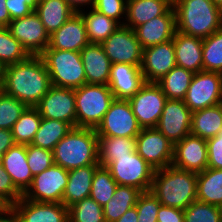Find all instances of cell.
I'll use <instances>...</instances> for the list:
<instances>
[{
    "mask_svg": "<svg viewBox=\"0 0 222 222\" xmlns=\"http://www.w3.org/2000/svg\"><path fill=\"white\" fill-rule=\"evenodd\" d=\"M51 86L50 76L41 56H29L24 61L5 66L2 90L27 107H35Z\"/></svg>",
    "mask_w": 222,
    "mask_h": 222,
    "instance_id": "obj_1",
    "label": "cell"
},
{
    "mask_svg": "<svg viewBox=\"0 0 222 222\" xmlns=\"http://www.w3.org/2000/svg\"><path fill=\"white\" fill-rule=\"evenodd\" d=\"M150 191L161 205L185 210L197 200V173L173 165L157 169Z\"/></svg>",
    "mask_w": 222,
    "mask_h": 222,
    "instance_id": "obj_2",
    "label": "cell"
},
{
    "mask_svg": "<svg viewBox=\"0 0 222 222\" xmlns=\"http://www.w3.org/2000/svg\"><path fill=\"white\" fill-rule=\"evenodd\" d=\"M176 30L207 38L222 27V9L212 0H175Z\"/></svg>",
    "mask_w": 222,
    "mask_h": 222,
    "instance_id": "obj_3",
    "label": "cell"
},
{
    "mask_svg": "<svg viewBox=\"0 0 222 222\" xmlns=\"http://www.w3.org/2000/svg\"><path fill=\"white\" fill-rule=\"evenodd\" d=\"M54 163L67 171L99 164L98 136L93 128L74 127L53 150Z\"/></svg>",
    "mask_w": 222,
    "mask_h": 222,
    "instance_id": "obj_4",
    "label": "cell"
},
{
    "mask_svg": "<svg viewBox=\"0 0 222 222\" xmlns=\"http://www.w3.org/2000/svg\"><path fill=\"white\" fill-rule=\"evenodd\" d=\"M40 56L46 65L52 86L76 89L86 84L80 52L45 49Z\"/></svg>",
    "mask_w": 222,
    "mask_h": 222,
    "instance_id": "obj_5",
    "label": "cell"
},
{
    "mask_svg": "<svg viewBox=\"0 0 222 222\" xmlns=\"http://www.w3.org/2000/svg\"><path fill=\"white\" fill-rule=\"evenodd\" d=\"M76 127L96 129L115 99L108 85L84 84L74 89Z\"/></svg>",
    "mask_w": 222,
    "mask_h": 222,
    "instance_id": "obj_6",
    "label": "cell"
},
{
    "mask_svg": "<svg viewBox=\"0 0 222 222\" xmlns=\"http://www.w3.org/2000/svg\"><path fill=\"white\" fill-rule=\"evenodd\" d=\"M106 168L118 185L132 186L141 192L151 189L155 170L136 151L117 157Z\"/></svg>",
    "mask_w": 222,
    "mask_h": 222,
    "instance_id": "obj_7",
    "label": "cell"
},
{
    "mask_svg": "<svg viewBox=\"0 0 222 222\" xmlns=\"http://www.w3.org/2000/svg\"><path fill=\"white\" fill-rule=\"evenodd\" d=\"M141 129L129 100L114 99L95 130L98 137L136 138Z\"/></svg>",
    "mask_w": 222,
    "mask_h": 222,
    "instance_id": "obj_8",
    "label": "cell"
},
{
    "mask_svg": "<svg viewBox=\"0 0 222 222\" xmlns=\"http://www.w3.org/2000/svg\"><path fill=\"white\" fill-rule=\"evenodd\" d=\"M167 100L163 90L155 82H145L129 99L132 112L142 129L156 128Z\"/></svg>",
    "mask_w": 222,
    "mask_h": 222,
    "instance_id": "obj_9",
    "label": "cell"
},
{
    "mask_svg": "<svg viewBox=\"0 0 222 222\" xmlns=\"http://www.w3.org/2000/svg\"><path fill=\"white\" fill-rule=\"evenodd\" d=\"M183 101L192 112L222 103V74L194 73Z\"/></svg>",
    "mask_w": 222,
    "mask_h": 222,
    "instance_id": "obj_10",
    "label": "cell"
},
{
    "mask_svg": "<svg viewBox=\"0 0 222 222\" xmlns=\"http://www.w3.org/2000/svg\"><path fill=\"white\" fill-rule=\"evenodd\" d=\"M68 172L54 163L33 177L32 184L23 194V198L37 202L62 203L68 183Z\"/></svg>",
    "mask_w": 222,
    "mask_h": 222,
    "instance_id": "obj_11",
    "label": "cell"
},
{
    "mask_svg": "<svg viewBox=\"0 0 222 222\" xmlns=\"http://www.w3.org/2000/svg\"><path fill=\"white\" fill-rule=\"evenodd\" d=\"M136 152L157 170L172 165L174 145L156 128H145L136 137Z\"/></svg>",
    "mask_w": 222,
    "mask_h": 222,
    "instance_id": "obj_12",
    "label": "cell"
},
{
    "mask_svg": "<svg viewBox=\"0 0 222 222\" xmlns=\"http://www.w3.org/2000/svg\"><path fill=\"white\" fill-rule=\"evenodd\" d=\"M111 63L141 66L143 48L133 29L120 26L102 43Z\"/></svg>",
    "mask_w": 222,
    "mask_h": 222,
    "instance_id": "obj_13",
    "label": "cell"
},
{
    "mask_svg": "<svg viewBox=\"0 0 222 222\" xmlns=\"http://www.w3.org/2000/svg\"><path fill=\"white\" fill-rule=\"evenodd\" d=\"M7 28L30 56H40L49 45V34L35 11L11 20Z\"/></svg>",
    "mask_w": 222,
    "mask_h": 222,
    "instance_id": "obj_14",
    "label": "cell"
},
{
    "mask_svg": "<svg viewBox=\"0 0 222 222\" xmlns=\"http://www.w3.org/2000/svg\"><path fill=\"white\" fill-rule=\"evenodd\" d=\"M35 108L42 118L64 121L76 127L74 89L51 86Z\"/></svg>",
    "mask_w": 222,
    "mask_h": 222,
    "instance_id": "obj_15",
    "label": "cell"
},
{
    "mask_svg": "<svg viewBox=\"0 0 222 222\" xmlns=\"http://www.w3.org/2000/svg\"><path fill=\"white\" fill-rule=\"evenodd\" d=\"M192 111L183 100L168 99L156 129L173 145L190 134Z\"/></svg>",
    "mask_w": 222,
    "mask_h": 222,
    "instance_id": "obj_16",
    "label": "cell"
},
{
    "mask_svg": "<svg viewBox=\"0 0 222 222\" xmlns=\"http://www.w3.org/2000/svg\"><path fill=\"white\" fill-rule=\"evenodd\" d=\"M172 165L186 171L203 172L208 165L207 141L188 134L174 145Z\"/></svg>",
    "mask_w": 222,
    "mask_h": 222,
    "instance_id": "obj_17",
    "label": "cell"
},
{
    "mask_svg": "<svg viewBox=\"0 0 222 222\" xmlns=\"http://www.w3.org/2000/svg\"><path fill=\"white\" fill-rule=\"evenodd\" d=\"M175 66L176 57L173 39L143 49L140 68L145 82H158Z\"/></svg>",
    "mask_w": 222,
    "mask_h": 222,
    "instance_id": "obj_18",
    "label": "cell"
},
{
    "mask_svg": "<svg viewBox=\"0 0 222 222\" xmlns=\"http://www.w3.org/2000/svg\"><path fill=\"white\" fill-rule=\"evenodd\" d=\"M143 49L173 39L176 32V14L173 5L163 14L134 29Z\"/></svg>",
    "mask_w": 222,
    "mask_h": 222,
    "instance_id": "obj_19",
    "label": "cell"
},
{
    "mask_svg": "<svg viewBox=\"0 0 222 222\" xmlns=\"http://www.w3.org/2000/svg\"><path fill=\"white\" fill-rule=\"evenodd\" d=\"M89 43L84 19L80 13H75L57 31L49 35L46 49L80 52Z\"/></svg>",
    "mask_w": 222,
    "mask_h": 222,
    "instance_id": "obj_20",
    "label": "cell"
},
{
    "mask_svg": "<svg viewBox=\"0 0 222 222\" xmlns=\"http://www.w3.org/2000/svg\"><path fill=\"white\" fill-rule=\"evenodd\" d=\"M12 207L20 222H69L68 208L63 203L30 201L22 197Z\"/></svg>",
    "mask_w": 222,
    "mask_h": 222,
    "instance_id": "obj_21",
    "label": "cell"
},
{
    "mask_svg": "<svg viewBox=\"0 0 222 222\" xmlns=\"http://www.w3.org/2000/svg\"><path fill=\"white\" fill-rule=\"evenodd\" d=\"M145 83L140 66L112 63L108 86L115 99L129 100Z\"/></svg>",
    "mask_w": 222,
    "mask_h": 222,
    "instance_id": "obj_22",
    "label": "cell"
},
{
    "mask_svg": "<svg viewBox=\"0 0 222 222\" xmlns=\"http://www.w3.org/2000/svg\"><path fill=\"white\" fill-rule=\"evenodd\" d=\"M80 54L85 70L86 84L108 85L112 63L102 44L89 43L80 51Z\"/></svg>",
    "mask_w": 222,
    "mask_h": 222,
    "instance_id": "obj_23",
    "label": "cell"
},
{
    "mask_svg": "<svg viewBox=\"0 0 222 222\" xmlns=\"http://www.w3.org/2000/svg\"><path fill=\"white\" fill-rule=\"evenodd\" d=\"M1 165L11 177L15 187L24 194L31 186L34 177L28 166L26 145L14 144L3 154Z\"/></svg>",
    "mask_w": 222,
    "mask_h": 222,
    "instance_id": "obj_24",
    "label": "cell"
},
{
    "mask_svg": "<svg viewBox=\"0 0 222 222\" xmlns=\"http://www.w3.org/2000/svg\"><path fill=\"white\" fill-rule=\"evenodd\" d=\"M173 43L176 66L190 70L193 73L203 71L202 38L187 35L176 30Z\"/></svg>",
    "mask_w": 222,
    "mask_h": 222,
    "instance_id": "obj_25",
    "label": "cell"
},
{
    "mask_svg": "<svg viewBox=\"0 0 222 222\" xmlns=\"http://www.w3.org/2000/svg\"><path fill=\"white\" fill-rule=\"evenodd\" d=\"M172 5L169 0H127L123 26L134 30L137 26L163 15Z\"/></svg>",
    "mask_w": 222,
    "mask_h": 222,
    "instance_id": "obj_26",
    "label": "cell"
},
{
    "mask_svg": "<svg viewBox=\"0 0 222 222\" xmlns=\"http://www.w3.org/2000/svg\"><path fill=\"white\" fill-rule=\"evenodd\" d=\"M99 166L100 164L88 165L68 172V183L62 197V203L67 208L90 196L92 179Z\"/></svg>",
    "mask_w": 222,
    "mask_h": 222,
    "instance_id": "obj_27",
    "label": "cell"
},
{
    "mask_svg": "<svg viewBox=\"0 0 222 222\" xmlns=\"http://www.w3.org/2000/svg\"><path fill=\"white\" fill-rule=\"evenodd\" d=\"M35 12L49 35L57 31L76 13L66 0H39Z\"/></svg>",
    "mask_w": 222,
    "mask_h": 222,
    "instance_id": "obj_28",
    "label": "cell"
},
{
    "mask_svg": "<svg viewBox=\"0 0 222 222\" xmlns=\"http://www.w3.org/2000/svg\"><path fill=\"white\" fill-rule=\"evenodd\" d=\"M222 129V103L192 112L190 133L202 139L218 135Z\"/></svg>",
    "mask_w": 222,
    "mask_h": 222,
    "instance_id": "obj_29",
    "label": "cell"
},
{
    "mask_svg": "<svg viewBox=\"0 0 222 222\" xmlns=\"http://www.w3.org/2000/svg\"><path fill=\"white\" fill-rule=\"evenodd\" d=\"M79 13L84 19L90 43L102 44L109 35L121 26L117 21L108 18L93 8L86 9V11L82 10Z\"/></svg>",
    "mask_w": 222,
    "mask_h": 222,
    "instance_id": "obj_30",
    "label": "cell"
},
{
    "mask_svg": "<svg viewBox=\"0 0 222 222\" xmlns=\"http://www.w3.org/2000/svg\"><path fill=\"white\" fill-rule=\"evenodd\" d=\"M141 191L132 186L118 185L113 197L103 206L105 222H116L136 205Z\"/></svg>",
    "mask_w": 222,
    "mask_h": 222,
    "instance_id": "obj_31",
    "label": "cell"
},
{
    "mask_svg": "<svg viewBox=\"0 0 222 222\" xmlns=\"http://www.w3.org/2000/svg\"><path fill=\"white\" fill-rule=\"evenodd\" d=\"M197 200L217 206L222 204V169L206 168L197 173Z\"/></svg>",
    "mask_w": 222,
    "mask_h": 222,
    "instance_id": "obj_32",
    "label": "cell"
},
{
    "mask_svg": "<svg viewBox=\"0 0 222 222\" xmlns=\"http://www.w3.org/2000/svg\"><path fill=\"white\" fill-rule=\"evenodd\" d=\"M133 151H136V138L98 137L100 166L106 167L117 157L129 156Z\"/></svg>",
    "mask_w": 222,
    "mask_h": 222,
    "instance_id": "obj_33",
    "label": "cell"
},
{
    "mask_svg": "<svg viewBox=\"0 0 222 222\" xmlns=\"http://www.w3.org/2000/svg\"><path fill=\"white\" fill-rule=\"evenodd\" d=\"M193 75L192 71L175 66L156 83L167 99L184 100Z\"/></svg>",
    "mask_w": 222,
    "mask_h": 222,
    "instance_id": "obj_34",
    "label": "cell"
},
{
    "mask_svg": "<svg viewBox=\"0 0 222 222\" xmlns=\"http://www.w3.org/2000/svg\"><path fill=\"white\" fill-rule=\"evenodd\" d=\"M72 126L64 121L42 118L31 145L53 151L56 144L66 136Z\"/></svg>",
    "mask_w": 222,
    "mask_h": 222,
    "instance_id": "obj_35",
    "label": "cell"
},
{
    "mask_svg": "<svg viewBox=\"0 0 222 222\" xmlns=\"http://www.w3.org/2000/svg\"><path fill=\"white\" fill-rule=\"evenodd\" d=\"M41 120L42 117L35 107H27L11 130L15 144H31Z\"/></svg>",
    "mask_w": 222,
    "mask_h": 222,
    "instance_id": "obj_36",
    "label": "cell"
},
{
    "mask_svg": "<svg viewBox=\"0 0 222 222\" xmlns=\"http://www.w3.org/2000/svg\"><path fill=\"white\" fill-rule=\"evenodd\" d=\"M203 71L222 74V27L203 39Z\"/></svg>",
    "mask_w": 222,
    "mask_h": 222,
    "instance_id": "obj_37",
    "label": "cell"
},
{
    "mask_svg": "<svg viewBox=\"0 0 222 222\" xmlns=\"http://www.w3.org/2000/svg\"><path fill=\"white\" fill-rule=\"evenodd\" d=\"M117 186L110 171L106 167L99 166L92 179L89 197L103 207L113 197Z\"/></svg>",
    "mask_w": 222,
    "mask_h": 222,
    "instance_id": "obj_38",
    "label": "cell"
},
{
    "mask_svg": "<svg viewBox=\"0 0 222 222\" xmlns=\"http://www.w3.org/2000/svg\"><path fill=\"white\" fill-rule=\"evenodd\" d=\"M30 55L12 36L7 27H0V62L5 66L26 60Z\"/></svg>",
    "mask_w": 222,
    "mask_h": 222,
    "instance_id": "obj_39",
    "label": "cell"
},
{
    "mask_svg": "<svg viewBox=\"0 0 222 222\" xmlns=\"http://www.w3.org/2000/svg\"><path fill=\"white\" fill-rule=\"evenodd\" d=\"M69 222H105L103 207L91 197L84 198L68 208Z\"/></svg>",
    "mask_w": 222,
    "mask_h": 222,
    "instance_id": "obj_40",
    "label": "cell"
},
{
    "mask_svg": "<svg viewBox=\"0 0 222 222\" xmlns=\"http://www.w3.org/2000/svg\"><path fill=\"white\" fill-rule=\"evenodd\" d=\"M27 106L13 96L0 91V129L12 130Z\"/></svg>",
    "mask_w": 222,
    "mask_h": 222,
    "instance_id": "obj_41",
    "label": "cell"
},
{
    "mask_svg": "<svg viewBox=\"0 0 222 222\" xmlns=\"http://www.w3.org/2000/svg\"><path fill=\"white\" fill-rule=\"evenodd\" d=\"M184 222H222L220 208L196 200L184 210Z\"/></svg>",
    "mask_w": 222,
    "mask_h": 222,
    "instance_id": "obj_42",
    "label": "cell"
},
{
    "mask_svg": "<svg viewBox=\"0 0 222 222\" xmlns=\"http://www.w3.org/2000/svg\"><path fill=\"white\" fill-rule=\"evenodd\" d=\"M27 162L33 176L42 173L54 164L53 151L26 145Z\"/></svg>",
    "mask_w": 222,
    "mask_h": 222,
    "instance_id": "obj_43",
    "label": "cell"
},
{
    "mask_svg": "<svg viewBox=\"0 0 222 222\" xmlns=\"http://www.w3.org/2000/svg\"><path fill=\"white\" fill-rule=\"evenodd\" d=\"M135 206L138 222H157V213L161 203L150 190L140 193Z\"/></svg>",
    "mask_w": 222,
    "mask_h": 222,
    "instance_id": "obj_44",
    "label": "cell"
},
{
    "mask_svg": "<svg viewBox=\"0 0 222 222\" xmlns=\"http://www.w3.org/2000/svg\"><path fill=\"white\" fill-rule=\"evenodd\" d=\"M126 3L127 0H95L93 9L123 26L121 19L126 17Z\"/></svg>",
    "mask_w": 222,
    "mask_h": 222,
    "instance_id": "obj_45",
    "label": "cell"
},
{
    "mask_svg": "<svg viewBox=\"0 0 222 222\" xmlns=\"http://www.w3.org/2000/svg\"><path fill=\"white\" fill-rule=\"evenodd\" d=\"M23 194L15 187L11 177L0 163V202L4 206H13Z\"/></svg>",
    "mask_w": 222,
    "mask_h": 222,
    "instance_id": "obj_46",
    "label": "cell"
},
{
    "mask_svg": "<svg viewBox=\"0 0 222 222\" xmlns=\"http://www.w3.org/2000/svg\"><path fill=\"white\" fill-rule=\"evenodd\" d=\"M206 141L208 150L207 168L222 169V129L217 136Z\"/></svg>",
    "mask_w": 222,
    "mask_h": 222,
    "instance_id": "obj_47",
    "label": "cell"
},
{
    "mask_svg": "<svg viewBox=\"0 0 222 222\" xmlns=\"http://www.w3.org/2000/svg\"><path fill=\"white\" fill-rule=\"evenodd\" d=\"M38 0H6V7L12 20L25 17L37 8Z\"/></svg>",
    "mask_w": 222,
    "mask_h": 222,
    "instance_id": "obj_48",
    "label": "cell"
},
{
    "mask_svg": "<svg viewBox=\"0 0 222 222\" xmlns=\"http://www.w3.org/2000/svg\"><path fill=\"white\" fill-rule=\"evenodd\" d=\"M157 222H184V210L161 205L157 213Z\"/></svg>",
    "mask_w": 222,
    "mask_h": 222,
    "instance_id": "obj_49",
    "label": "cell"
},
{
    "mask_svg": "<svg viewBox=\"0 0 222 222\" xmlns=\"http://www.w3.org/2000/svg\"><path fill=\"white\" fill-rule=\"evenodd\" d=\"M14 144L12 131L9 129H0V150L5 153Z\"/></svg>",
    "mask_w": 222,
    "mask_h": 222,
    "instance_id": "obj_50",
    "label": "cell"
},
{
    "mask_svg": "<svg viewBox=\"0 0 222 222\" xmlns=\"http://www.w3.org/2000/svg\"><path fill=\"white\" fill-rule=\"evenodd\" d=\"M66 1L76 13H79L80 11L85 9L93 8L95 3V0H66Z\"/></svg>",
    "mask_w": 222,
    "mask_h": 222,
    "instance_id": "obj_51",
    "label": "cell"
},
{
    "mask_svg": "<svg viewBox=\"0 0 222 222\" xmlns=\"http://www.w3.org/2000/svg\"><path fill=\"white\" fill-rule=\"evenodd\" d=\"M0 222H20L12 206H5L0 211Z\"/></svg>",
    "mask_w": 222,
    "mask_h": 222,
    "instance_id": "obj_52",
    "label": "cell"
},
{
    "mask_svg": "<svg viewBox=\"0 0 222 222\" xmlns=\"http://www.w3.org/2000/svg\"><path fill=\"white\" fill-rule=\"evenodd\" d=\"M11 20L6 7V0H0V27H7Z\"/></svg>",
    "mask_w": 222,
    "mask_h": 222,
    "instance_id": "obj_53",
    "label": "cell"
},
{
    "mask_svg": "<svg viewBox=\"0 0 222 222\" xmlns=\"http://www.w3.org/2000/svg\"><path fill=\"white\" fill-rule=\"evenodd\" d=\"M116 222H138V213L136 206L127 210Z\"/></svg>",
    "mask_w": 222,
    "mask_h": 222,
    "instance_id": "obj_54",
    "label": "cell"
},
{
    "mask_svg": "<svg viewBox=\"0 0 222 222\" xmlns=\"http://www.w3.org/2000/svg\"><path fill=\"white\" fill-rule=\"evenodd\" d=\"M5 65L0 62V91L4 85Z\"/></svg>",
    "mask_w": 222,
    "mask_h": 222,
    "instance_id": "obj_55",
    "label": "cell"
},
{
    "mask_svg": "<svg viewBox=\"0 0 222 222\" xmlns=\"http://www.w3.org/2000/svg\"><path fill=\"white\" fill-rule=\"evenodd\" d=\"M213 3L222 9V0H212Z\"/></svg>",
    "mask_w": 222,
    "mask_h": 222,
    "instance_id": "obj_56",
    "label": "cell"
},
{
    "mask_svg": "<svg viewBox=\"0 0 222 222\" xmlns=\"http://www.w3.org/2000/svg\"><path fill=\"white\" fill-rule=\"evenodd\" d=\"M220 208V215H221V221H222V204L219 206Z\"/></svg>",
    "mask_w": 222,
    "mask_h": 222,
    "instance_id": "obj_57",
    "label": "cell"
},
{
    "mask_svg": "<svg viewBox=\"0 0 222 222\" xmlns=\"http://www.w3.org/2000/svg\"><path fill=\"white\" fill-rule=\"evenodd\" d=\"M3 152L0 150V163H1V160H2V157H3Z\"/></svg>",
    "mask_w": 222,
    "mask_h": 222,
    "instance_id": "obj_58",
    "label": "cell"
},
{
    "mask_svg": "<svg viewBox=\"0 0 222 222\" xmlns=\"http://www.w3.org/2000/svg\"><path fill=\"white\" fill-rule=\"evenodd\" d=\"M5 206L0 202V211L4 208Z\"/></svg>",
    "mask_w": 222,
    "mask_h": 222,
    "instance_id": "obj_59",
    "label": "cell"
}]
</instances>
